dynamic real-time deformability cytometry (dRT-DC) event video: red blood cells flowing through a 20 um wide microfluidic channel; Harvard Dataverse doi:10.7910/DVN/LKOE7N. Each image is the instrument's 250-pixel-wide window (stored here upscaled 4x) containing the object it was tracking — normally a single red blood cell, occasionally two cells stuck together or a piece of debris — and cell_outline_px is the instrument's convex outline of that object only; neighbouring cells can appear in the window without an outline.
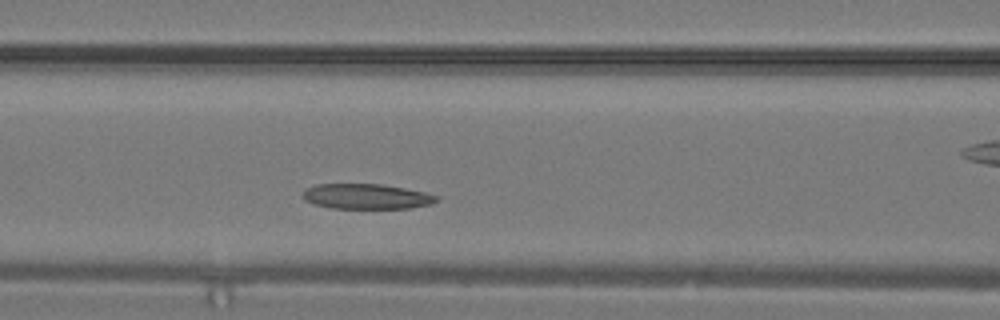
{"species": "common noctule bat (a hibernating species)", "species_latin": "Nyctalus noctula", "temperature_condition": "warm", "stored_images_in_passage": 9, "camera_frame_rate_fps": 3000, "um_per_image_px": 0.085, "animal": {"sex": "male", "body_mass_g": 19.2, "forearm_length_mm": 51.8}, "frame": {"image": 1, "passage_image": 4, "time_ms": 1.0, "image_size_px": [1000, 320], "cell_outline_px": [[440, 200], [432, 204], [408, 208], [332, 208], [312, 204], [304, 200], [304, 192], [308, 188], [316, 184], [380, 184], [404, 188], [424, 192], [440, 196]], "centroid_in_image_um": [31.19, 16.7], "position_along_channel_um": 135.4, "area_um2": 19.59}}
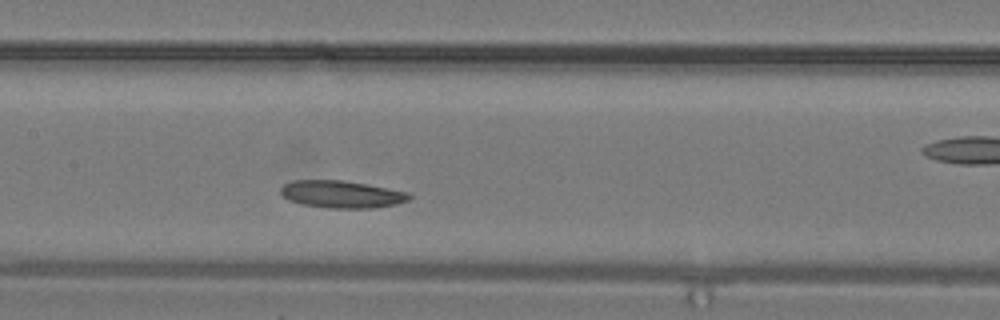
{"frame": {"image": 2, "passage_image": 6, "time_ms": 1.667, "image_size_px": [1000, 320], "cell_outline_px": [[412, 196], [408, 200], [396, 204], [372, 208], [328, 208], [300, 204], [288, 200], [280, 192], [280, 188], [284, 184], [292, 180], [340, 180], [388, 188], [408, 192]], "centroid_in_image_um": [29.01, 16.51], "position_along_channel_um": 178.4, "area_um2": 20.4}}
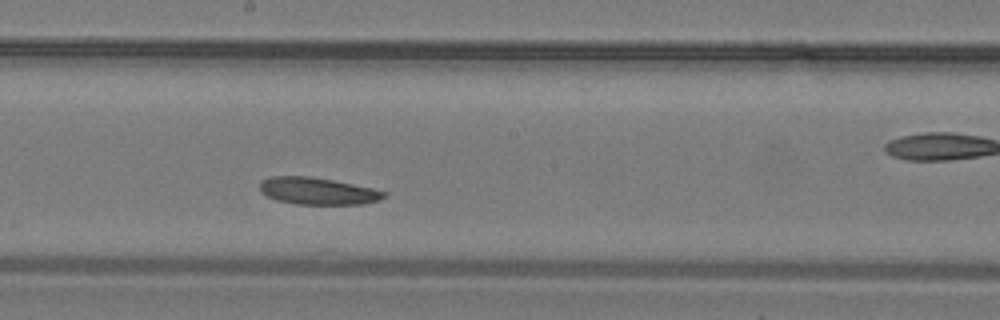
{"frame": {"image": 3, "passage_image": 8, "time_ms": 2.333, "image_size_px": [1000, 320], "cell_outline_px": [[388, 196], [380, 200], [364, 204], [296, 204], [276, 200], [260, 192], [260, 180], [272, 176], [308, 176], [332, 180], [372, 188], [388, 192]], "centroid_in_image_um": [27.02, 16.24], "position_along_channel_um": 221.2, "area_um2": 19.65}}